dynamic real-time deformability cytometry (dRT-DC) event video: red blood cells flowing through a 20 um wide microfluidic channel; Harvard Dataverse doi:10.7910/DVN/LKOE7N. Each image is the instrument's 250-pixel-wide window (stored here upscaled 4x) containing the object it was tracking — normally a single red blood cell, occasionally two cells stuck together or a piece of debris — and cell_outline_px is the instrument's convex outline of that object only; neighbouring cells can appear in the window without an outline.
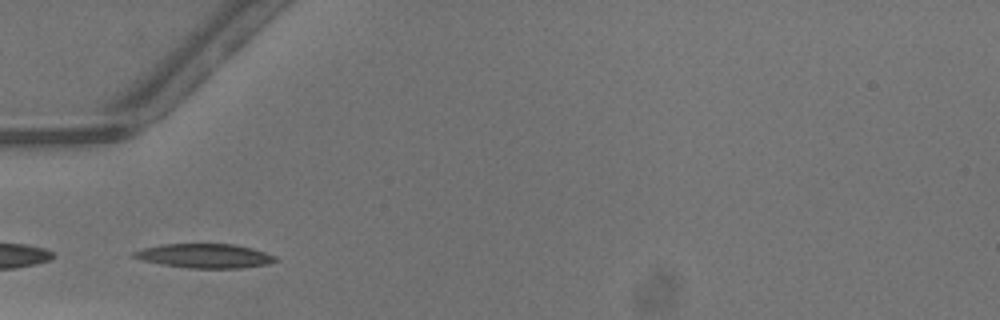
{"species": "common noctule bat (a hibernating species)", "species_latin": "Nyctalus noctula", "temperature_condition": "warm", "stored_images_in_passage": 9, "camera_frame_rate_fps": 3000, "um_per_image_px": 0.085, "animal": {"sex": "male", "body_mass_g": 13.3}, "frame": {"image": 1, "passage_image": 4, "time_ms": 1.0, "image_size_px": [1000, 320], "cell_outline_px": [[280, 260], [268, 264], [240, 268], [188, 268], [160, 264], [144, 260], [132, 256], [132, 252], [144, 248], [160, 244], [236, 244], [252, 248], [276, 256]], "centroid_in_image_um": [17.43, 21.75], "position_along_channel_um": 67.6, "area_um2": 20.0}}
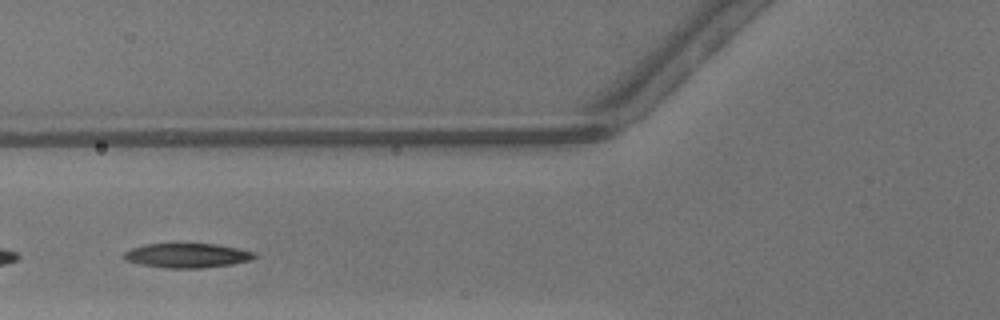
{"frame": {"image": 2, "passage_image": 7, "time_ms": 2.0, "image_size_px": [1000, 320], "cell_outline_px": [[256, 256], [252, 260], [232, 264], [200, 268], [164, 268], [140, 264], [124, 260], [120, 256], [124, 252], [132, 248], [144, 244], [216, 244], [240, 248], [256, 252]], "centroid_in_image_um": [15.9, 21.72], "position_along_channel_um": 109.9, "area_um2": 18.79}}